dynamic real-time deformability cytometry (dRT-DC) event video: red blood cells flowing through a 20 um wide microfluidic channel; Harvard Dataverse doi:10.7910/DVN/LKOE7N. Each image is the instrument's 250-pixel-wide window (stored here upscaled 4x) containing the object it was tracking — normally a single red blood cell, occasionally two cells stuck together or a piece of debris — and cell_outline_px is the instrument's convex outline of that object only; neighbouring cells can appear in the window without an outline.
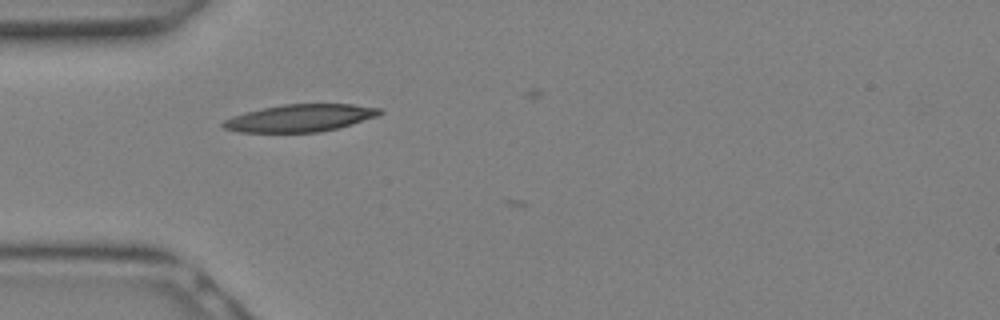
{"species": "Egyptian fruit bat (a non-hibernating species)", "species_latin": "Rousettus aegyptiacus", "temperature_condition": "warm", "stored_images_in_passage": 9, "camera_frame_rate_fps": 3000, "um_per_image_px": 0.085, "animal": {"sex": "female"}, "frame": {"image": 1, "passage_image": 8, "time_ms": 2.333, "image_size_px": [1000, 320], "cell_outline_px": [[384, 112], [376, 116], [352, 124], [320, 132], [240, 132], [224, 128], [220, 124], [224, 120], [232, 116], [264, 108], [284, 104], [352, 104], [380, 108]], "centroid_in_image_um": [25.52, 10.03], "position_along_channel_um": 59.5, "area_um2": 24.68}}